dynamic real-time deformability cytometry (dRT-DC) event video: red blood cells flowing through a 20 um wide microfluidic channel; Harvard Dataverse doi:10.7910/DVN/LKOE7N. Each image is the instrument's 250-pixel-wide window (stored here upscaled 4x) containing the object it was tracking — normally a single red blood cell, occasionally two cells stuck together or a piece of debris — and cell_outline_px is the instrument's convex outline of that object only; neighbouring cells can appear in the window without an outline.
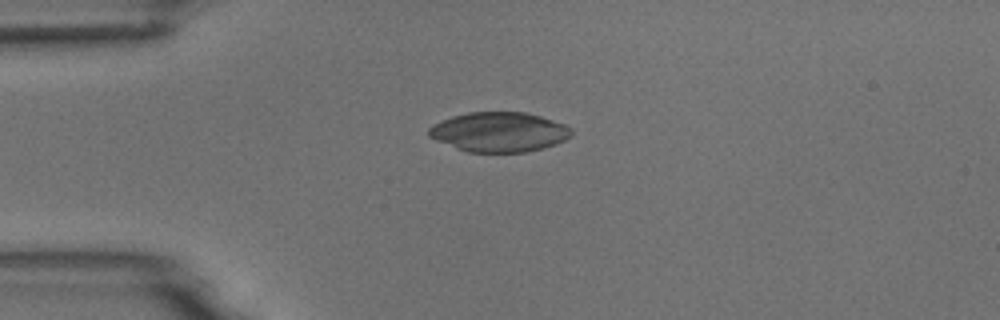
{"species": "common noctule bat (a hibernating species)", "species_latin": "Nyctalus noctula", "temperature_condition": "room temperature", "stored_images_in_passage": 2, "camera_frame_rate_fps": 3000, "um_per_image_px": 0.085, "animal": {"sex": "male", "body_mass_g": 18.8}, "frame": {"image": 1, "passage_image": 1, "time_ms": 0.0, "image_size_px": [1000, 320], "cell_outline_px": [[572, 136], [556, 144], [544, 148], [524, 152], [468, 152], [456, 148], [436, 140], [428, 136], [428, 128], [432, 124], [452, 116], [468, 112], [524, 112], [540, 116], [564, 124], [572, 128]], "centroid_in_image_um": [42.42, 11.22], "position_along_channel_um": 42.6, "area_um2": 33.06}}